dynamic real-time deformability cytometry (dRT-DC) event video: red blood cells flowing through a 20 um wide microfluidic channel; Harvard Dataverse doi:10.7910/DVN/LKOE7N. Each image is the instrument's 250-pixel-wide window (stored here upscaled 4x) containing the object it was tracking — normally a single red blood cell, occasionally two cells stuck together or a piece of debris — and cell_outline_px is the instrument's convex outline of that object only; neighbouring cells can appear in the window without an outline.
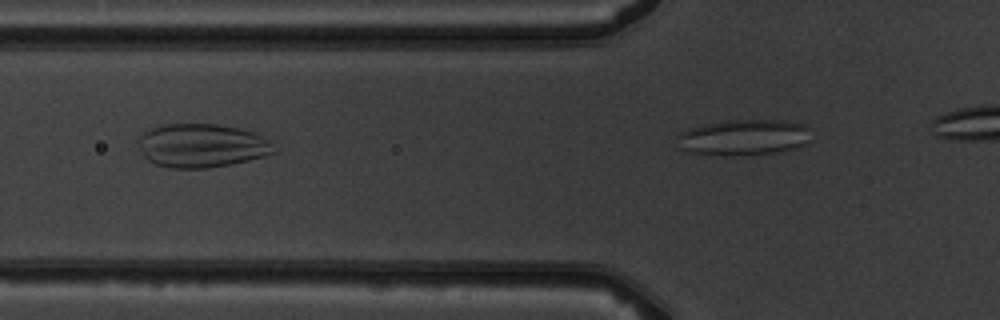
{"species": "common noctule bat (a hibernating species)", "species_latin": "Nyctalus noctula", "temperature_condition": "warm", "stored_images_in_passage": 5, "camera_frame_rate_fps": 3000, "um_per_image_px": 0.085, "animal": {"sex": "male", "body_mass_g": 19.5, "forearm_length_mm": 54.6}, "frame": {"image": 1, "passage_image": 4, "time_ms": 3.667, "image_size_px": [1000, 320], "cell_outline_px": [[276, 152], [264, 156], [232, 164], [208, 168], [172, 168], [156, 164], [148, 160], [144, 156], [140, 148], [140, 136], [144, 132], [152, 128], [164, 124], [216, 124], [260, 132]], "centroid_in_image_um": [17.17, 12.37], "position_along_channel_um": 108.6, "area_um2": 34.33}}